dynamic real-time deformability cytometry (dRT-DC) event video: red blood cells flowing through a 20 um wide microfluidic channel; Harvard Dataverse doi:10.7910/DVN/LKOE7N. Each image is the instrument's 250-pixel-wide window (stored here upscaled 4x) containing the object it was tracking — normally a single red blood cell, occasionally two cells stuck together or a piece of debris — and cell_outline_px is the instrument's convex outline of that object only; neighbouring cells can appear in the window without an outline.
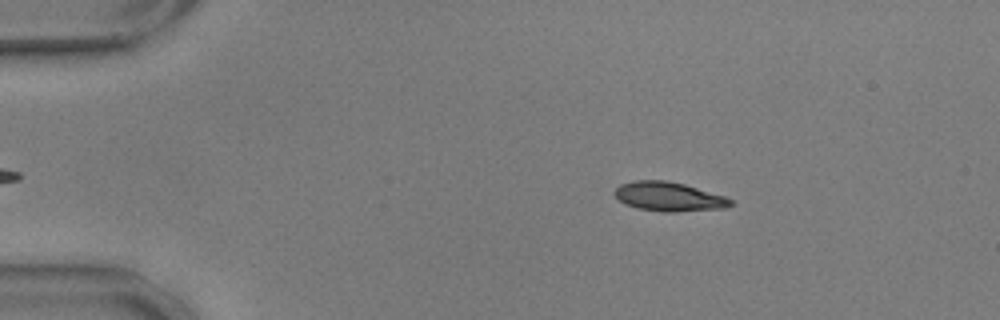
{"species": "common noctule bat (a hibernating species)", "species_latin": "Nyctalus noctula", "temperature_condition": "warm", "stored_images_in_passage": 54, "camera_frame_rate_fps": 3000, "um_per_image_px": 0.085, "animal": {"sex": "male", "body_mass_g": 17.9, "forearm_length_mm": 54.2}, "frame": {"image": 1, "passage_image": 7, "time_ms": 2.0, "image_size_px": [1000, 320], "cell_outline_px": [[736, 204], [724, 208], [676, 212], [664, 212], [636, 208], [624, 204], [612, 192], [620, 184], [632, 180], [664, 180], [684, 184], [724, 196], [732, 200]], "centroid_in_image_um": [56.83, 16.71], "position_along_channel_um": 28.2, "area_um2": 19.83}}
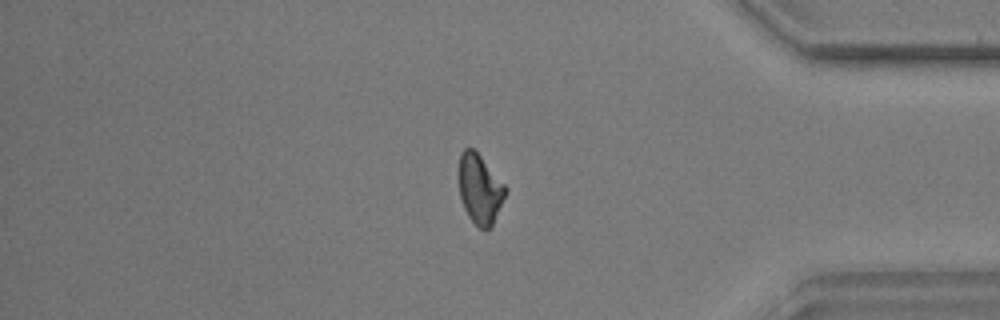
{"frame": {"image": 2, "passage_image": 45, "time_ms": 14.667, "image_size_px": [1000, 320], "cell_outline_px": [[508, 192], [492, 224], [484, 232], [468, 216], [464, 208], [460, 196], [460, 152], [464, 148], [472, 148], [480, 156], [508, 188]], "centroid_in_image_um": [40.81, 16.08], "position_along_channel_um": 394.4, "area_um2": 18.61}}
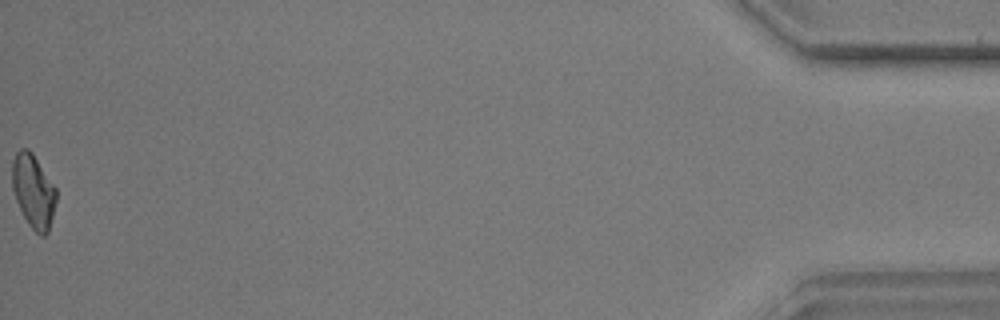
{"frame": {"image": 3, "passage_image": 54, "time_ms": 17.667, "image_size_px": [1000, 320], "cell_outline_px": [[56, 200], [48, 232], [44, 236], [40, 236], [28, 224], [16, 200], [12, 188], [12, 160], [16, 152], [20, 148], [28, 148], [32, 152], [56, 188]], "centroid_in_image_um": [2.82, 16.22], "position_along_channel_um": 432.4, "area_um2": 18.79}, "authors_computed_cell_mechanics": {"area_um2": 19.5364, "velocity_mm_per_s": 3.5937, "shape_relaxation_time_tau1_ms": 4.6446, "shape_relaxation_time_tau2_ms": 2.5793, "deformation_change_tau1": 0.1712, "deformation_change_tau2": 0.0856}}